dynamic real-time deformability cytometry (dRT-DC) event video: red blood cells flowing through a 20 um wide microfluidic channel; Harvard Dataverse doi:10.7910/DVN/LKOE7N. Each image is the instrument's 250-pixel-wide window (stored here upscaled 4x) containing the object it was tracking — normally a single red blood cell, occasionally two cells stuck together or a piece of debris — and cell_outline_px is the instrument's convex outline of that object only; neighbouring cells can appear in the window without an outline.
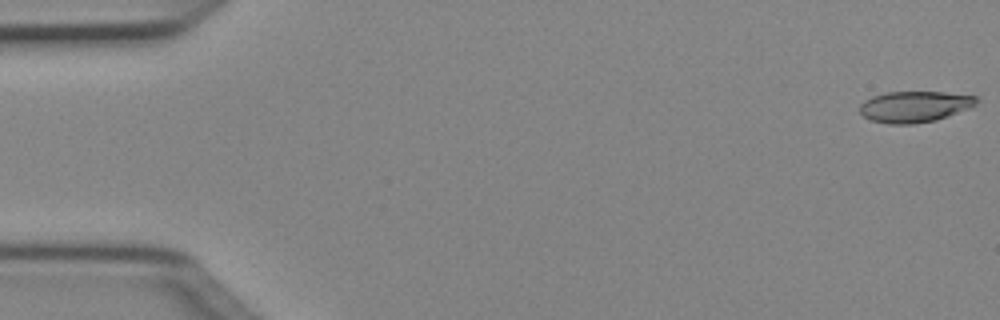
{"species": "Egyptian fruit bat (a non-hibernating species)", "species_latin": "Rousettus aegyptiacus", "temperature_condition": "cold", "stored_images_in_passage": 9, "camera_frame_rate_fps": 3000, "um_per_image_px": 0.085, "animal": {"sex": "female"}, "frame": {"image": 1, "passage_image": 1, "time_ms": 0.0, "image_size_px": [1000, 320], "cell_outline_px": [[980, 100], [972, 108], [936, 120], [912, 124], [888, 124], [872, 120], [864, 116], [860, 112], [860, 104], [864, 100], [872, 96], [884, 92], [944, 92], [976, 96]], "centroid_in_image_um": [77.76, 9.06], "position_along_channel_um": 7.2, "area_um2": 21.33}}